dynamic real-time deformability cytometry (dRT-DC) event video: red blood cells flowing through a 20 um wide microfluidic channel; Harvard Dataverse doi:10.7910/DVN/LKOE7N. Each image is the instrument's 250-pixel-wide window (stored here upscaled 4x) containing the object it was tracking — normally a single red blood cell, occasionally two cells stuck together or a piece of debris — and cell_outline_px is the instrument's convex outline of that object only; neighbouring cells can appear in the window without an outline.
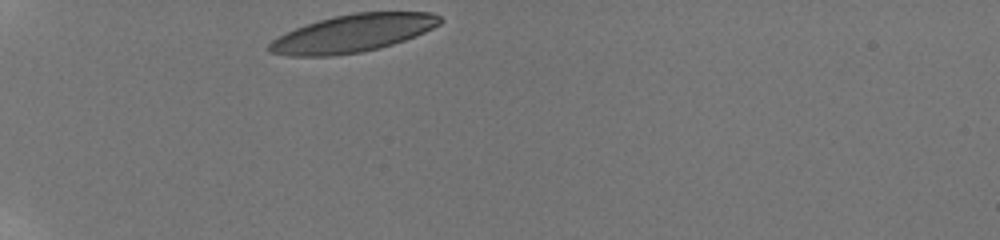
{"species": "human", "species_latin": "Homo sapiens", "temperature_condition": "room temperature", "stored_images_in_passage": 32, "camera_frame_rate_fps": 3000, "um_per_image_px": 0.085, "donor": {"sex": "male"}, "frame": {"image": 1, "passage_image": 1, "time_ms": 0.0, "image_size_px": [1000, 240], "cell_outline_px": [[444, 20], [440, 24], [424, 32], [404, 40], [380, 48], [360, 52], [332, 56], [288, 56], [268, 52], [268, 44], [272, 40], [296, 28], [320, 20], [336, 16], [356, 12], [432, 12], [440, 16]], "centroid_in_image_um": [30.01, 2.84], "position_along_channel_um": 55.0, "area_um2": 37.17}}
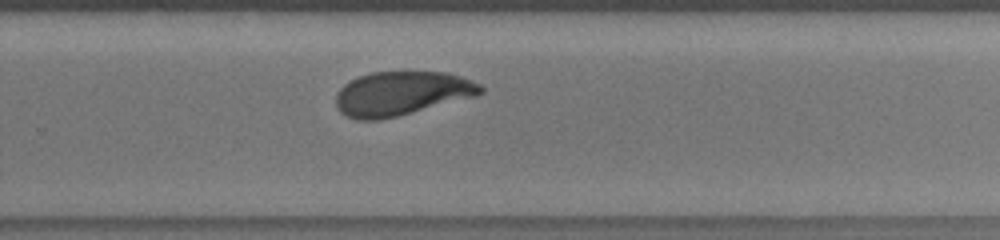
{"frame": {"image": 2, "passage_image": 23, "time_ms": 7.333, "image_size_px": [1000, 240], "cell_outline_px": [[484, 92], [476, 96], [380, 120], [356, 120], [344, 116], [336, 108], [336, 92], [344, 84], [368, 72], [444, 72], [460, 76], [472, 80], [480, 84], [484, 88]], "centroid_in_image_um": [34.1, 7.95], "position_along_channel_um": 295.7, "area_um2": 37.17}}
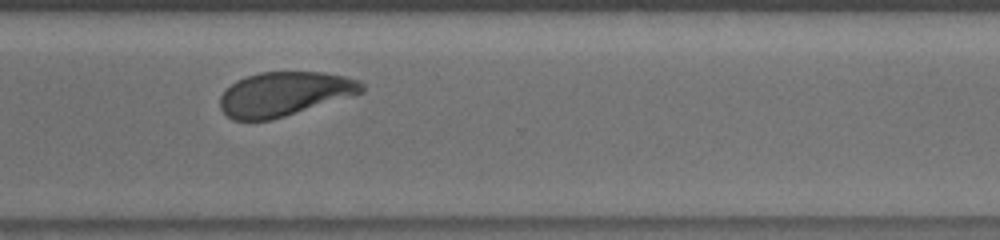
{"frame": {"image": 3, "passage_image": 27, "time_ms": 8.667, "image_size_px": [1000, 240], "cell_outline_px": [[364, 92], [272, 120], [232, 120], [220, 108], [220, 96], [236, 80], [244, 76], [260, 72], [320, 72], [344, 76], [360, 80], [364, 84]], "centroid_in_image_um": [24.17, 7.98], "position_along_channel_um": 346.4, "area_um2": 36.36}, "authors_computed_cell_mechanics": {"area_um2": 38.4659, "velocity_mm_per_s": 3.7887, "shape_relaxation_time_tau1_ms": 2.6429, "shape_relaxation_time_tau2_ms": 1.3082, "deformation_change_tau1": 0.1404, "deformation_change_tau2": 0.0763}}